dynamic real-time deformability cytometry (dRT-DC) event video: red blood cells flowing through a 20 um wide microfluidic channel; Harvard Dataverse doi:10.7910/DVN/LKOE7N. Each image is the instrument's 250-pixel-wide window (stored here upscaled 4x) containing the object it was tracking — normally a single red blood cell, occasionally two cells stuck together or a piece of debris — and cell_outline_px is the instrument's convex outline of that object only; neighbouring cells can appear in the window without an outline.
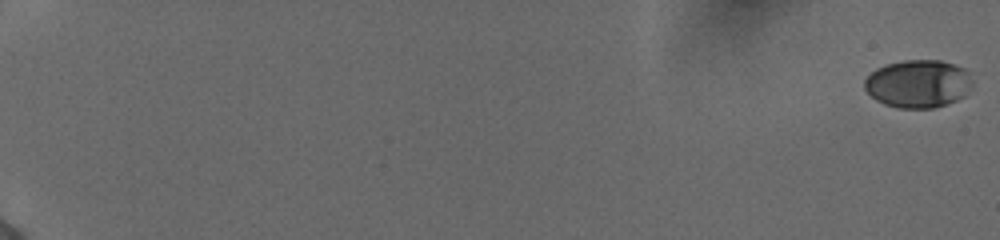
{"species": "human", "species_latin": "Homo sapiens", "temperature_condition": "cold", "stored_images_in_passage": 19, "camera_frame_rate_fps": 3000, "um_per_image_px": 0.085, "donor": {"sex": "female"}, "frame": {"image": 1, "passage_image": 1, "time_ms": 0.0, "image_size_px": [1000, 240], "cell_outline_px": [[972, 84], [964, 96], [956, 100], [932, 108], [900, 108], [884, 104], [876, 100], [864, 88], [864, 80], [876, 68], [884, 64], [904, 60], [940, 60], [964, 68], [968, 72], [972, 80]], "centroid_in_image_um": [78.02, 7.11], "position_along_channel_um": 7.0, "area_um2": 30.06}}
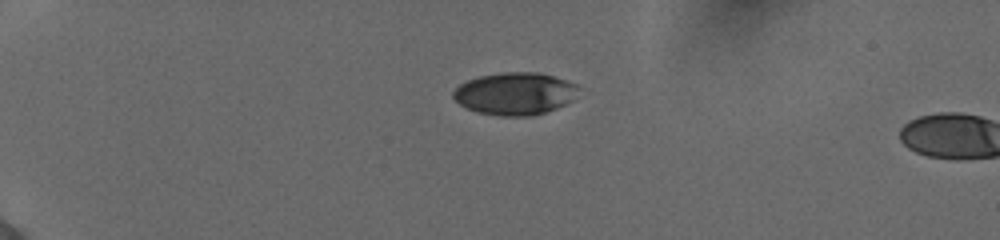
{"frame": {"image": 2, "passage_image": 17, "time_ms": 5.333, "image_size_px": [1000, 240], "cell_outline_px": [[576, 88], [572, 100], [556, 108], [532, 116], [500, 116], [476, 112], [460, 104], [452, 96], [452, 92], [460, 84], [468, 80], [480, 76], [500, 72], [540, 72], [576, 84]], "centroid_in_image_um": [43.72, 7.96], "position_along_channel_um": 41.3, "area_um2": 30.63}}